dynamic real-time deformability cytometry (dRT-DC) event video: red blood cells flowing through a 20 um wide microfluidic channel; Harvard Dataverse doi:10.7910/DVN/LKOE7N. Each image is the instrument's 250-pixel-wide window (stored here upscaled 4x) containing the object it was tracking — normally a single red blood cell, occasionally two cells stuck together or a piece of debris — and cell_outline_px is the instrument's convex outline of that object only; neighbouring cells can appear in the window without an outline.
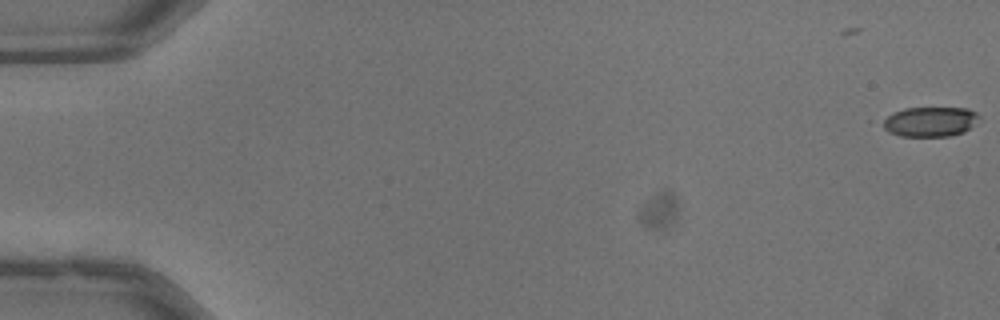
{"species": "common noctule bat (a hibernating species)", "species_latin": "Nyctalus noctula", "temperature_condition": "warm", "stored_images_in_passage": 4, "camera_frame_rate_fps": 3000, "um_per_image_px": 0.085, "animal": {"sex": "male", "body_mass_g": 13.3}, "frame": {"image": 1, "passage_image": 4, "time_ms": 1.0, "image_size_px": [1000, 320], "cell_outline_px": [[980, 116], [964, 132], [948, 136], [900, 136], [888, 132], [884, 128], [880, 120], [904, 108], [968, 108], [976, 112]], "centroid_in_image_um": [79.02, 10.34], "position_along_channel_um": 6.0, "area_um2": 16.59}}